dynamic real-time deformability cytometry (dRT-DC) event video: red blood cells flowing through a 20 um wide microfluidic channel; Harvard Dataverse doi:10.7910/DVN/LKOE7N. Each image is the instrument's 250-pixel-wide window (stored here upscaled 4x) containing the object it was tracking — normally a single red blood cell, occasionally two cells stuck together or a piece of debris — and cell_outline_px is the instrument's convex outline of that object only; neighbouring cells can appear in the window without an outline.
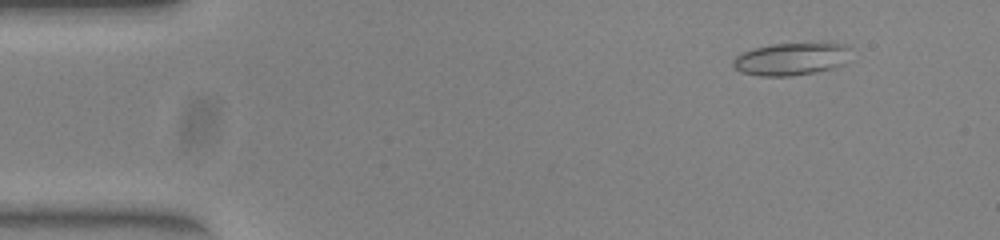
{"species": "common noctule bat (a hibernating species)", "species_latin": "Nyctalus noctula", "temperature_condition": "warm", "stored_images_in_passage": 52, "camera_frame_rate_fps": 3000, "um_per_image_px": 0.085, "animal": {"sex": "female", "body_mass_g": 23.0, "forearm_length_mm": 53.4}, "frame": {"image": 1, "passage_image": 5, "time_ms": 1.333, "image_size_px": [1000, 240], "cell_outline_px": [[848, 48], [844, 64], [832, 68], [816, 72], [792, 76], [760, 76], [740, 72], [732, 68], [732, 60], [736, 56], [752, 48], [772, 44], [824, 40], [844, 44]], "centroid_in_image_um": [67.23, 4.98], "position_along_channel_um": 17.8, "area_um2": 23.06}}
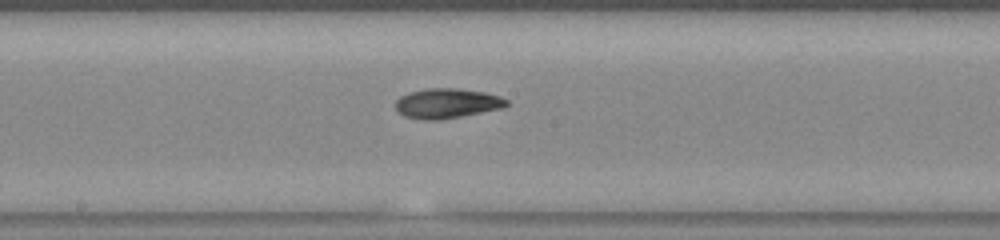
{"frame": {"image": 2, "passage_image": 27, "time_ms": 8.667, "image_size_px": [1000, 240], "cell_outline_px": [[508, 104], [504, 108], [440, 120], [424, 120], [404, 116], [396, 108], [396, 100], [400, 96], [408, 92], [428, 88], [460, 88], [484, 92], [500, 96], [508, 100]], "centroid_in_image_um": [38.01, 8.78], "position_along_channel_um": 210.2, "area_um2": 19.42}}
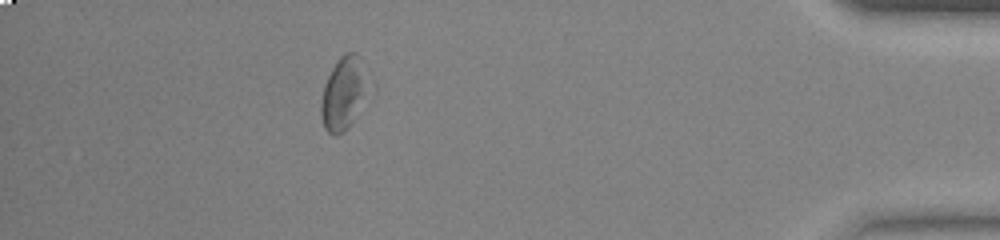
{"frame": {"image": 3, "passage_image": 46, "time_ms": 15.0, "image_size_px": [1000, 240], "cell_outline_px": [[376, 92], [348, 128], [344, 132], [336, 136], [328, 132], [324, 128], [320, 116], [320, 100], [324, 84], [332, 68], [340, 56], [348, 52], [356, 52], [376, 84]], "centroid_in_image_um": [29.37, 7.94], "position_along_channel_um": 405.8, "area_um2": 22.2}, "authors_computed_cell_mechanics": {"area_um2": 20.0566, "velocity_mm_per_s": 3.9221, "shape_relaxation_time_tau1_ms": 5.7422, "shape_relaxation_time_tau2_ms": null, "deformation_change_tau1": 0.1369, "deformation_change_tau2": null}}